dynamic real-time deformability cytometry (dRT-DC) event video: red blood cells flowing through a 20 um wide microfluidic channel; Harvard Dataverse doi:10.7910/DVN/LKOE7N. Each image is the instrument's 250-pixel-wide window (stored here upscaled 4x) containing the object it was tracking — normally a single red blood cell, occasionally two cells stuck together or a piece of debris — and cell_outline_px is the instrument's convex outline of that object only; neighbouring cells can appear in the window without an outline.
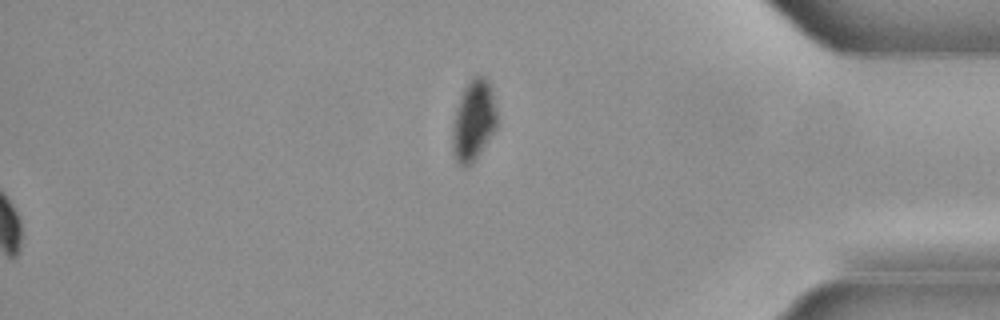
{"species": "common noctule bat (a hibernating species)", "species_latin": "Nyctalus noctula", "temperature_condition": "cold", "stored_images_in_passage": 51, "camera_frame_rate_fps": 3000, "um_per_image_px": 0.085, "animal": {"sex": "male", "body_mass_g": 21.5, "forearm_length_mm": 52.0}, "frame": {"image": 1, "passage_image": 51, "time_ms": 16.667, "image_size_px": [1000, 320], "cell_outline_px": [[496, 128], [472, 164], [464, 168], [456, 160], [452, 152], [452, 124], [456, 108], [464, 88], [476, 76], [484, 76], [488, 80], [492, 88], [496, 108]], "centroid_in_image_um": [40.24, 10.27], "position_along_channel_um": 395.0, "area_um2": 20.87}}